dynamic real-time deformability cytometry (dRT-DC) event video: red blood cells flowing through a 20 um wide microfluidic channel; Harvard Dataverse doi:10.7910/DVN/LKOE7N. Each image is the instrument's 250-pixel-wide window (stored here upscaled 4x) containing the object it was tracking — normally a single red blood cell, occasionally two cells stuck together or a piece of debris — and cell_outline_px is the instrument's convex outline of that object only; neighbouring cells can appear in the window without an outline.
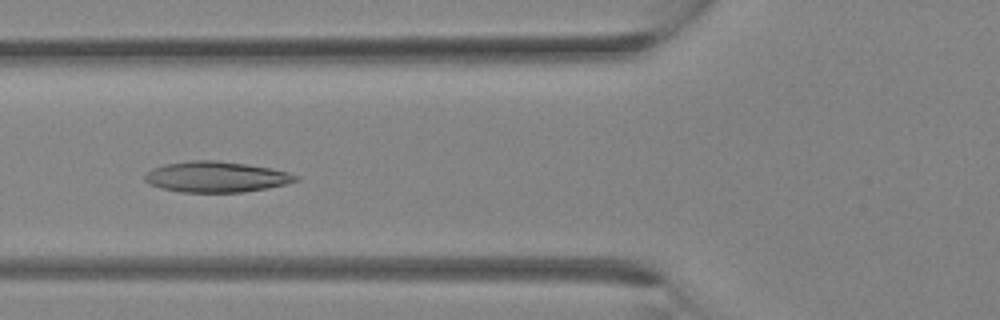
{"species": "Egyptian fruit bat (a non-hibernating species)", "species_latin": "Rousettus aegyptiacus", "temperature_condition": "room temperature", "stored_images_in_passage": 33, "camera_frame_rate_fps": 3000, "um_per_image_px": 0.085, "animal": {"sex": "female"}, "frame": {"image": 1, "passage_image": 13, "time_ms": 4.0, "image_size_px": [1000, 320], "cell_outline_px": [[300, 180], [268, 188], [244, 192], [180, 192], [160, 188], [148, 184], [144, 180], [144, 176], [152, 168], [164, 164], [192, 160], [216, 160], [248, 164], [272, 168], [288, 172], [300, 176]], "centroid_in_image_um": [18.38, 15.03], "position_along_channel_um": 107.4, "area_um2": 27.28}}
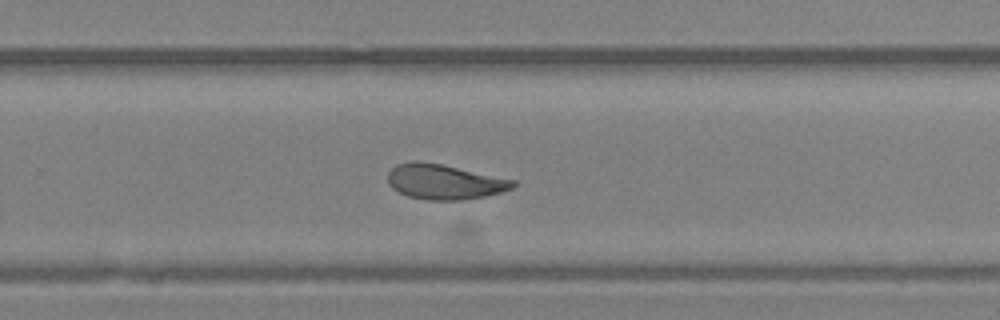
{"frame": {"image": 2, "passage_image": 22, "time_ms": 7.0, "image_size_px": [1000, 320], "cell_outline_px": [[516, 184], [512, 188], [500, 192], [484, 196], [460, 200], [428, 200], [408, 196], [392, 188], [388, 184], [388, 172], [396, 164], [412, 160], [420, 160], [440, 164], [516, 180]], "centroid_in_image_um": [37.73, 15.44], "position_along_channel_um": 292.1, "area_um2": 25.49}}
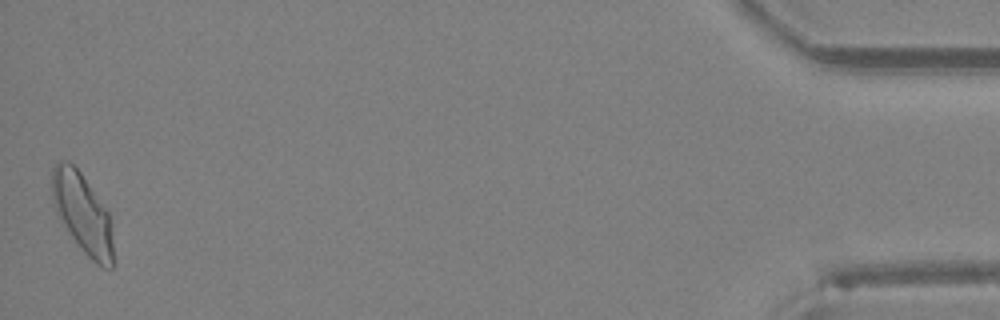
{"frame": {"image": 3, "passage_image": 33, "time_ms": 10.667, "image_size_px": [1000, 320], "cell_outline_px": [[112, 268], [104, 268], [96, 264], [84, 252], [68, 232], [60, 220], [56, 212], [52, 200], [52, 168], [60, 160], [68, 160], [80, 172], [108, 212], [112, 228]], "centroid_in_image_um": [6.99, 18.13], "position_along_channel_um": 428.2, "area_um2": 28.15}}